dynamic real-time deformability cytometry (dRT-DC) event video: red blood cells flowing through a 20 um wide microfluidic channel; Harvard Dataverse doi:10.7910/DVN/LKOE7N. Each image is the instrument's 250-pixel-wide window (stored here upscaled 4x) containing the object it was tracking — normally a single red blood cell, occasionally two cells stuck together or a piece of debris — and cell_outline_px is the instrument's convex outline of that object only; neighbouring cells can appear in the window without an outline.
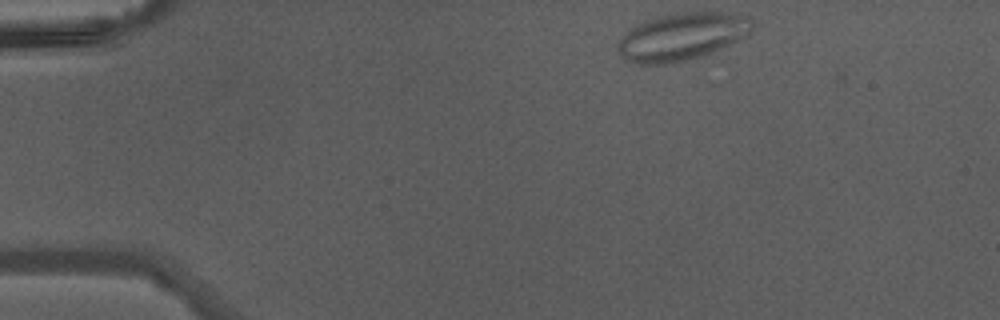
{"species": "Egyptian fruit bat (a non-hibernating species)", "species_latin": "Rousettus aegyptiacus", "temperature_condition": "warm", "stored_images_in_passage": 39, "camera_frame_rate_fps": 3000, "um_per_image_px": 0.085, "animal": {"sex": "male"}, "frame": {"image": 1, "passage_image": 1, "time_ms": 0.0, "image_size_px": [1000, 320], "cell_outline_px": [[752, 28], [748, 32], [736, 40], [712, 52], [700, 56], [668, 64], [640, 64], [628, 60], [616, 48], [616, 44], [636, 24], [644, 20], [656, 16], [676, 12], [720, 12], [748, 16], [752, 20]], "centroid_in_image_um": [57.93, 3.09], "position_along_channel_um": 27.1, "area_um2": 36.59}}
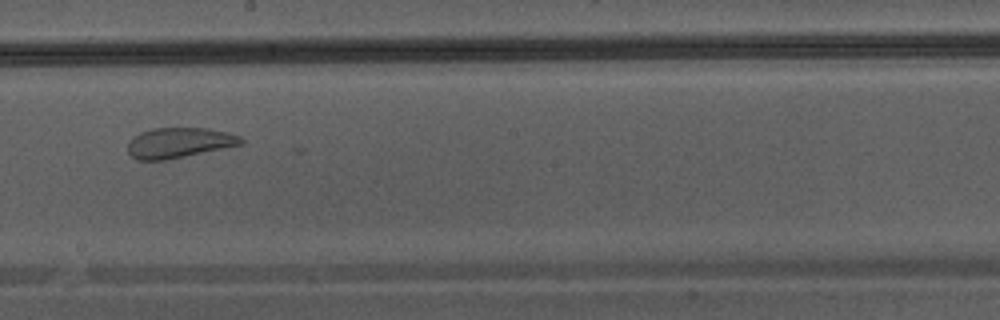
{"frame": {"image": 2, "passage_image": 20, "time_ms": 6.333, "image_size_px": [1000, 320], "cell_outline_px": [[244, 144], [164, 160], [136, 160], [128, 152], [128, 140], [132, 136], [140, 132], [152, 128], [208, 128], [228, 132], [240, 136], [244, 140]], "centroid_in_image_um": [15.2, 12.12], "position_along_channel_um": 233.0, "area_um2": 20.06}}
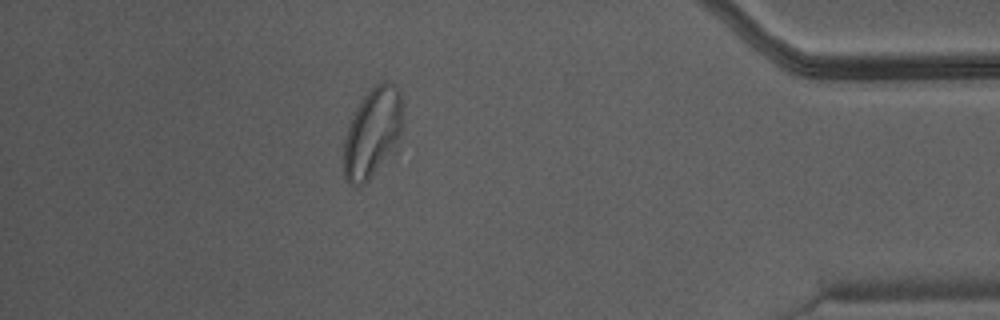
{"frame": {"image": 3, "passage_image": 34, "time_ms": 11.0, "image_size_px": [1000, 320], "cell_outline_px": [[404, 104], [400, 136], [368, 180], [364, 184], [352, 184], [344, 176], [344, 140], [348, 128], [356, 108], [360, 100], [380, 80], [388, 80], [400, 92]], "centroid_in_image_um": [31.67, 11.18], "position_along_channel_um": 403.5, "area_um2": 30.0}}